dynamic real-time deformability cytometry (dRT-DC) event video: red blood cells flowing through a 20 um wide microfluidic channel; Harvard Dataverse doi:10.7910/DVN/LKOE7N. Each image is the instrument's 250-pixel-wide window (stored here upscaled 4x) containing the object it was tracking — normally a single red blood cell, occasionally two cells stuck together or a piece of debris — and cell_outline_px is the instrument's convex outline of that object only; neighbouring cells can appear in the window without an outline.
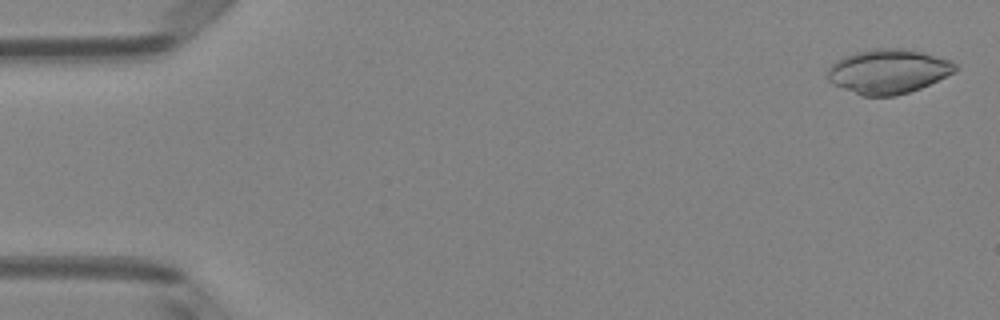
{"species": "Egyptian fruit bat (a non-hibernating species)", "species_latin": "Rousettus aegyptiacus", "temperature_condition": "room temperature", "stored_images_in_passage": 50, "camera_frame_rate_fps": 3000, "um_per_image_px": 0.085, "animal": {"sex": "female"}, "frame": {"image": 1, "passage_image": 2, "time_ms": 0.333, "image_size_px": [1000, 320], "cell_outline_px": [[960, 68], [956, 72], [920, 88], [896, 96], [864, 96], [832, 84], [828, 80], [828, 68], [836, 60], [844, 56], [856, 52], [872, 48], [900, 48], [924, 52], [952, 60]], "centroid_in_image_um": [75.53, 6.05], "position_along_channel_um": 9.5, "area_um2": 33.23}}
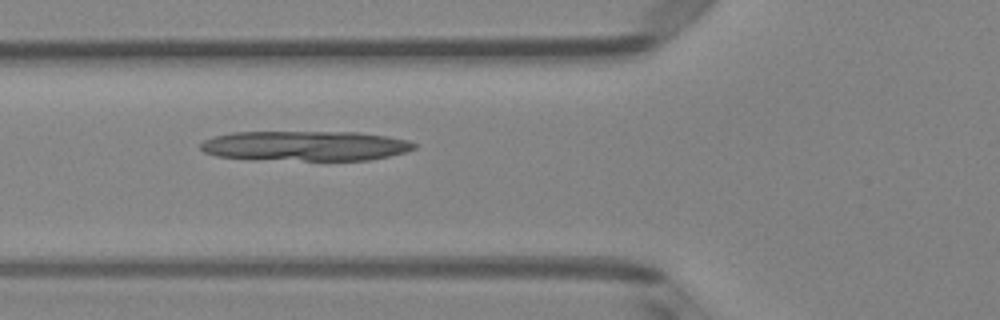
{"frame": {"image": 2, "passage_image": 19, "time_ms": 6.0, "image_size_px": [1000, 320], "cell_outline_px": [[416, 148], [404, 152], [388, 156], [368, 160], [252, 160], [216, 156], [204, 152], [200, 148], [200, 144], [204, 140], [212, 136], [232, 132], [360, 132], [408, 140], [416, 144]], "centroid_in_image_um": [25.88, 12.4], "position_along_channel_um": 99.9, "area_um2": 37.63}}
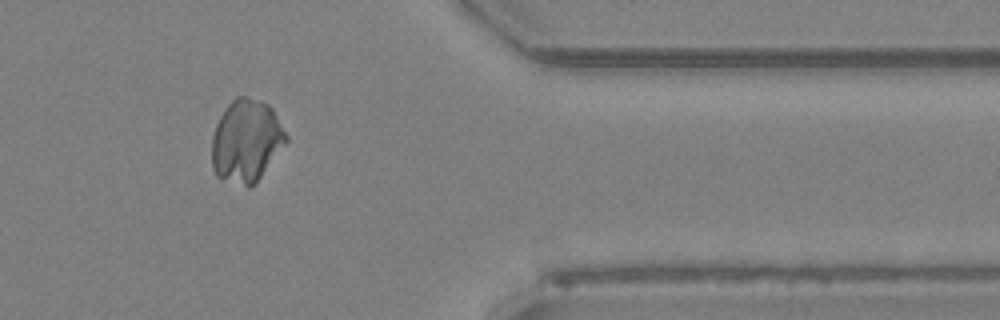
{"frame": {"image": 3, "passage_image": 42, "time_ms": 13.667, "image_size_px": [1000, 320], "cell_outline_px": [[288, 140], [256, 184], [252, 188], [248, 188], [216, 176], [212, 168], [212, 136], [216, 124], [224, 108], [236, 96], [244, 96], [268, 104], [272, 108], [288, 136]], "centroid_in_image_um": [20.93, 12.0], "position_along_channel_um": 390.5, "area_um2": 35.95}}